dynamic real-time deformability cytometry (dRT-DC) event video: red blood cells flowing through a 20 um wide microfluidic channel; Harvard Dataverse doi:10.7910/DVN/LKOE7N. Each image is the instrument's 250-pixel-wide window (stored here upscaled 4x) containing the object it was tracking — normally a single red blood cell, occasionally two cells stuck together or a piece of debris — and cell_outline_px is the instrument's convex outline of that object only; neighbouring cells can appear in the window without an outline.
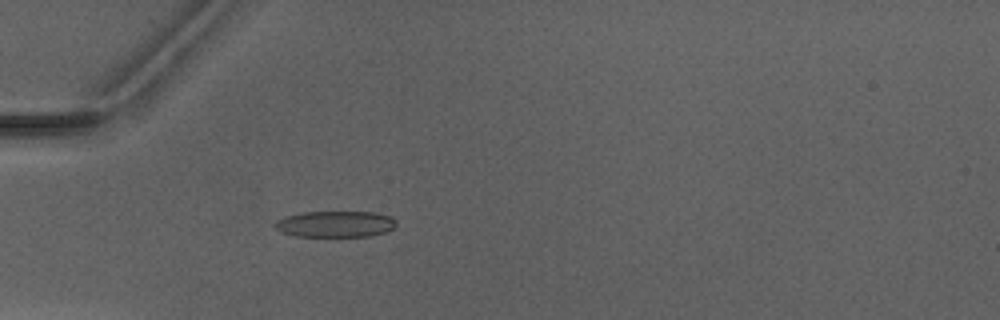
{"species": "Egyptian fruit bat (a non-hibernating species)", "species_latin": "Rousettus aegyptiacus", "temperature_condition": "warm", "stored_images_in_passage": 2, "camera_frame_rate_fps": 3000, "um_per_image_px": 0.085, "animal": {"sex": "male"}, "frame": {"image": 1, "passage_image": 2, "time_ms": 1.0, "image_size_px": [1000, 320], "cell_outline_px": [[396, 224], [388, 232], [372, 236], [292, 236], [280, 232], [276, 228], [276, 220], [284, 216], [300, 212], [376, 212], [392, 216], [396, 220]], "centroid_in_image_um": [28.52, 19.04], "position_along_channel_um": 56.5, "area_um2": 18.79}}